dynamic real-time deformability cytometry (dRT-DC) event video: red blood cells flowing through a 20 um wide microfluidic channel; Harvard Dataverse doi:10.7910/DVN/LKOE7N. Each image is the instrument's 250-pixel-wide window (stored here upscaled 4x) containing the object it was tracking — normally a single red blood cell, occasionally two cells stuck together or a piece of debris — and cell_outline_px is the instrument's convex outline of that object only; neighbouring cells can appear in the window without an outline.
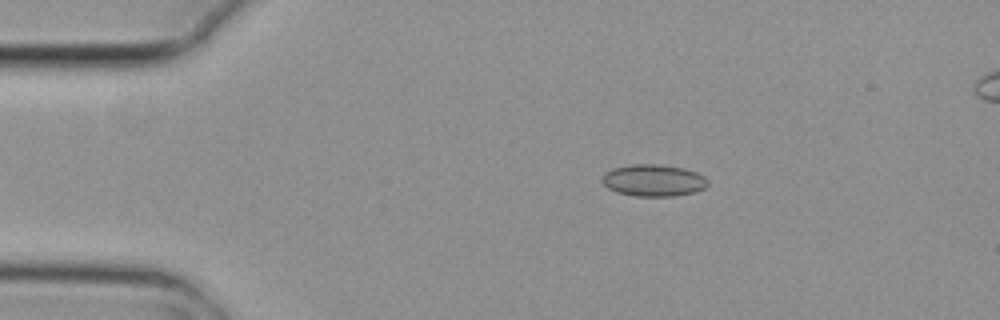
{"species": "common noctule bat (a hibernating species)", "species_latin": "Nyctalus noctula", "temperature_condition": "cold", "stored_images_in_passage": 5, "camera_frame_rate_fps": 3000, "um_per_image_px": 0.085, "animal": {"sex": "female", "body_mass_g": 29.2, "forearm_length_mm": 56.3}, "frame": {"image": 1, "passage_image": 2, "time_ms": 0.333, "image_size_px": [1000, 320], "cell_outline_px": [[708, 184], [704, 188], [696, 192], [672, 196], [636, 196], [616, 192], [608, 188], [600, 180], [604, 172], [612, 168], [632, 164], [656, 164], [684, 168], [696, 172], [704, 176], [708, 180]], "centroid_in_image_um": [55.53, 15.33], "position_along_channel_um": 29.5, "area_um2": 19.77}}
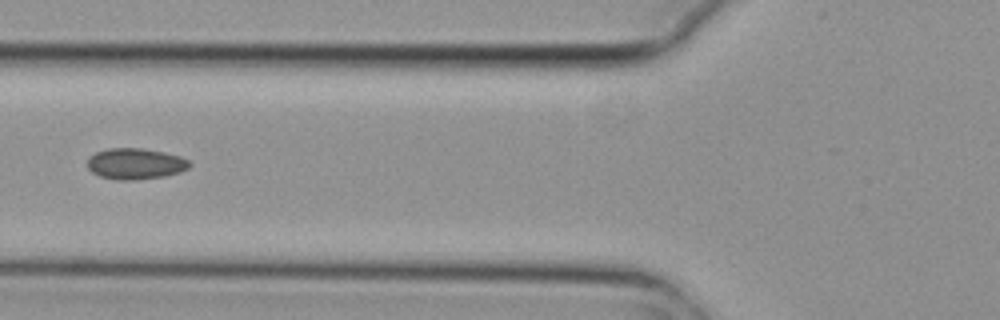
{"frame": {"image": 2, "passage_image": 5, "time_ms": 1.333, "image_size_px": [1000, 320], "cell_outline_px": [[192, 164], [188, 168], [180, 172], [164, 176], [136, 180], [116, 180], [100, 176], [92, 172], [88, 168], [88, 156], [96, 152], [108, 148], [144, 148], [164, 152], [180, 156], [188, 160]], "centroid_in_image_um": [11.5, 13.91], "position_along_channel_um": 114.3, "area_um2": 18.61}}